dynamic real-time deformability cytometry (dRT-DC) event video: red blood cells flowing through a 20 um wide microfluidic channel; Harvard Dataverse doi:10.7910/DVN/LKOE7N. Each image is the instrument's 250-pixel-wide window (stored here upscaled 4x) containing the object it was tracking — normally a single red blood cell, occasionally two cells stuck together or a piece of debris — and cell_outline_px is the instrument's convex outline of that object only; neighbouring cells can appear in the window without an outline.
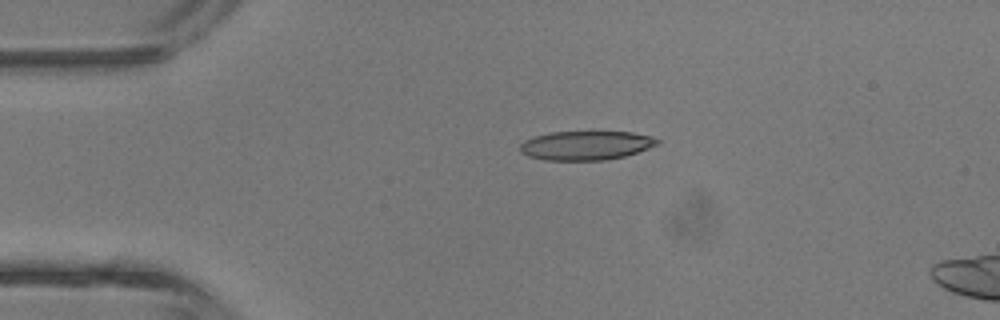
{"species": "common noctule bat (a hibernating species)", "species_latin": "Nyctalus noctula", "temperature_condition": "room temperature", "stored_images_in_passage": 36, "segment_of_instrument_passage": [1, 2], "camera_frame_rate_fps": 3000, "um_per_image_px": 0.085, "animal": {"sex": "male", "body_mass_g": 13.3}, "frame": {"image": 1, "passage_image": 1, "time_ms": 0.0, "image_size_px": [1000, 320], "cell_outline_px": [[660, 144], [624, 156], [604, 160], [544, 160], [528, 156], [520, 152], [520, 144], [524, 140], [536, 136], [552, 132], [632, 132], [652, 136], [660, 140]], "centroid_in_image_um": [49.81, 12.36], "position_along_channel_um": 35.2, "area_um2": 23.18}}
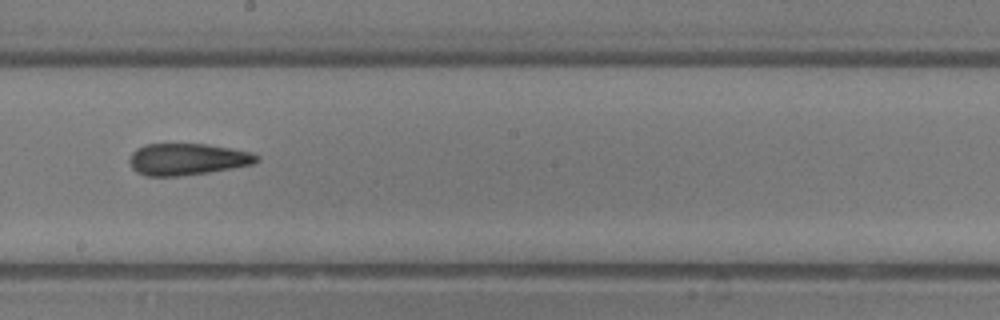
{"frame": {"image": 2, "passage_image": 16, "time_ms": 5.0, "image_size_px": [1000, 320], "cell_outline_px": [[260, 160], [252, 164], [232, 168], [208, 172], [180, 176], [144, 176], [136, 172], [132, 168], [128, 160], [132, 152], [136, 148], [144, 144], [204, 144], [232, 148], [252, 152], [260, 156]], "centroid_in_image_um": [15.91, 13.53], "position_along_channel_um": 232.3, "area_um2": 23.7}}
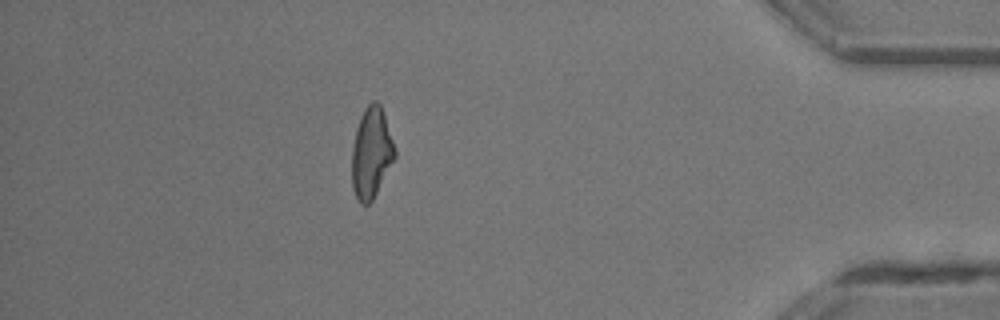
{"frame": {"image": 3, "passage_image": 30, "time_ms": 9.667, "image_size_px": [1000, 320], "cell_outline_px": [[396, 156], [372, 200], [368, 204], [360, 204], [352, 188], [352, 148], [356, 128], [360, 116], [364, 108], [372, 100], [376, 100], [380, 104], [396, 152]], "centroid_in_image_um": [31.54, 12.99], "position_along_channel_um": 403.7, "area_um2": 22.43}}